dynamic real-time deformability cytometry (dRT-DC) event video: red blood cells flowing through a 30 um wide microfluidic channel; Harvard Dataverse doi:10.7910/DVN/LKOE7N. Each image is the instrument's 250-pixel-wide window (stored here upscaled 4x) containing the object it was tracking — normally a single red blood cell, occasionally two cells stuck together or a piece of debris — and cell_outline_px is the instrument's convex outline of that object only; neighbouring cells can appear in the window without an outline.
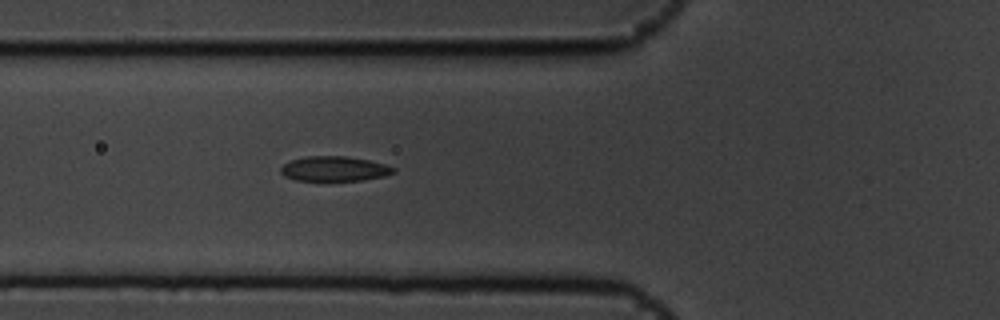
{"species": "common noctule bat (a hibernating species)", "species_latin": "Nyctalus noctula", "temperature_condition": "cold", "stored_images_in_passage": 5, "camera_frame_rate_fps": 3000, "um_per_image_px": 0.085, "animal": {"sex": "male", "body_mass_g": 19.5, "forearm_length_mm": 54.6}, "frame": {"image": 1, "passage_image": 5, "time_ms": 1.333, "image_size_px": [1000, 320], "cell_outline_px": [[396, 172], [384, 176], [364, 180], [296, 180], [284, 176], [280, 172], [280, 168], [284, 164], [292, 160], [304, 156], [348, 156], [368, 160], [384, 164], [396, 168]], "centroid_in_image_um": [28.42, 14.34], "position_along_channel_um": 97.4, "area_um2": 16.3}}